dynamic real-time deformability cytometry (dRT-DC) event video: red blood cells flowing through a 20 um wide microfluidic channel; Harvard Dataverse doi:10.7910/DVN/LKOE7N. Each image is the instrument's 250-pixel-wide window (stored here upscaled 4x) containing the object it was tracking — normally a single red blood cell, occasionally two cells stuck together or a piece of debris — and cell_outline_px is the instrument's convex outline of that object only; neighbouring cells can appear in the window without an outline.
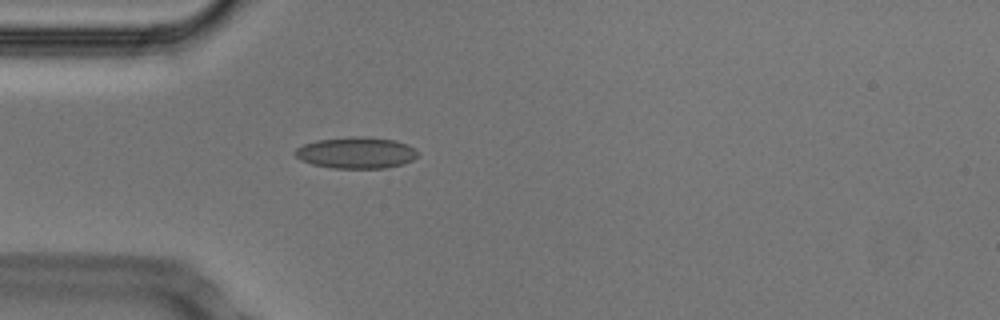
{"species": "Egyptian fruit bat (a non-hibernating species)", "species_latin": "Rousettus aegyptiacus", "temperature_condition": "cold", "stored_images_in_passage": 25, "camera_frame_rate_fps": 3000, "um_per_image_px": 0.085, "animal": {"sex": "male"}, "frame": {"image": 1, "passage_image": 1, "time_ms": 0.0, "image_size_px": [1000, 320], "cell_outline_px": [[420, 156], [404, 164], [384, 168], [332, 168], [312, 164], [300, 160], [296, 156], [296, 148], [304, 144], [316, 140], [352, 136], [364, 136], [392, 140], [408, 144], [416, 148], [420, 152]], "centroid_in_image_um": [30.33, 12.98], "position_along_channel_um": 54.7, "area_um2": 22.66}}
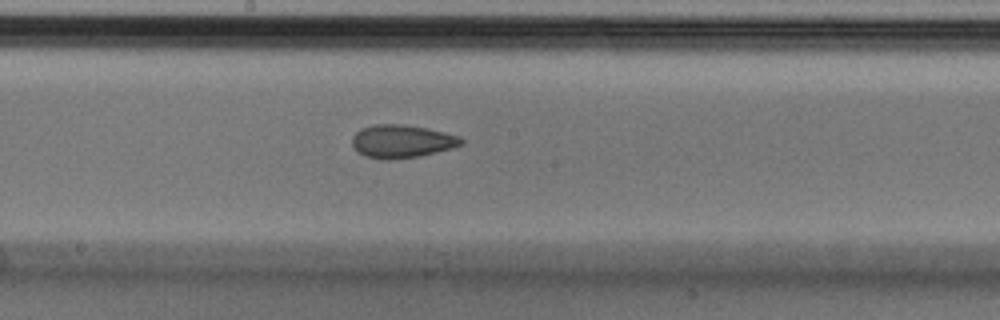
{"frame": {"image": 2, "passage_image": 14, "time_ms": 4.333, "image_size_px": [1000, 320], "cell_outline_px": [[464, 144], [452, 148], [420, 156], [392, 160], [384, 160], [364, 156], [356, 152], [352, 144], [352, 136], [360, 128], [372, 124], [400, 124], [424, 128], [444, 132], [460, 136], [464, 140]], "centroid_in_image_um": [34.12, 12.02], "position_along_channel_um": 214.1, "area_um2": 21.27}}
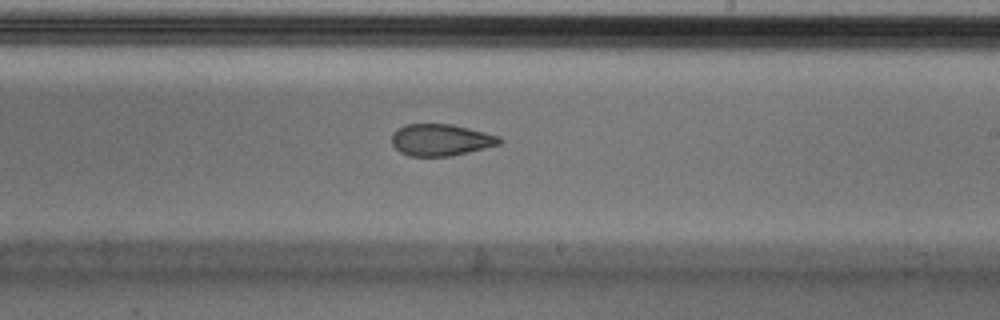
{"frame": {"image": 3, "passage_image": 17, "time_ms": 5.333, "image_size_px": [1000, 320], "cell_outline_px": [[504, 140], [500, 144], [452, 156], [408, 156], [400, 152], [392, 144], [392, 132], [396, 128], [404, 124], [452, 124], [500, 136]], "centroid_in_image_um": [37.45, 11.89], "position_along_channel_um": 251.6, "area_um2": 20.06}}